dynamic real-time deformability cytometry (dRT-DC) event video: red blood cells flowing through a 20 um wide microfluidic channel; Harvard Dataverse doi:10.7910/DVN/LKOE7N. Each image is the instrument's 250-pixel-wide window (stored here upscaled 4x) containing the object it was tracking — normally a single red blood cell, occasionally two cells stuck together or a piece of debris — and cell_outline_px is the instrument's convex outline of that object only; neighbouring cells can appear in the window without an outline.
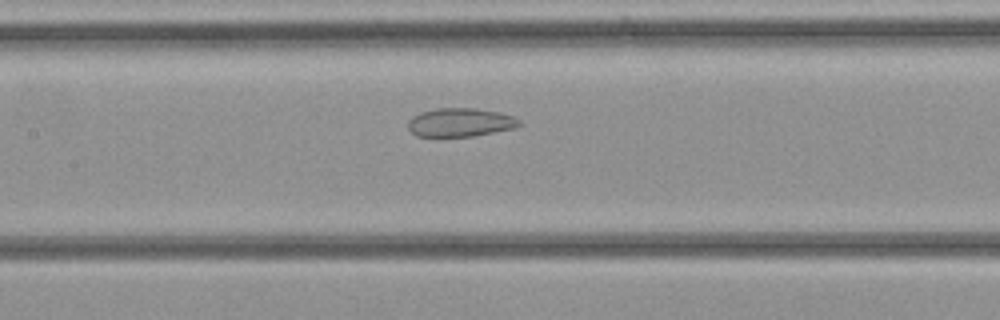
{"species": "common noctule bat (a hibernating species)", "species_latin": "Nyctalus noctula", "temperature_condition": "cold", "stored_images_in_passage": 32, "camera_frame_rate_fps": 3000, "um_per_image_px": 0.085, "animal": {"sex": "female", "body_mass_g": 21.9}, "frame": {"image": 1, "passage_image": 13, "time_ms": 4.0, "image_size_px": [1000, 320], "cell_outline_px": [[524, 124], [516, 128], [472, 136], [416, 136], [408, 128], [408, 120], [412, 116], [420, 112], [436, 108], [476, 108], [500, 112], [512, 116], [520, 120]], "centroid_in_image_um": [39.14, 10.39], "position_along_channel_um": 168.3, "area_um2": 18.67}}
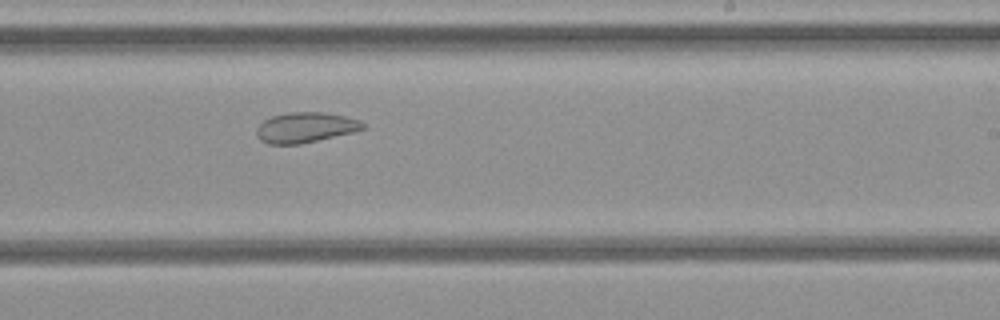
{"frame": {"image": 2, "passage_image": 18, "time_ms": 5.667, "image_size_px": [1000, 320], "cell_outline_px": [[364, 128], [352, 132], [300, 144], [268, 144], [260, 140], [256, 136], [256, 128], [264, 120], [272, 116], [288, 112], [324, 112], [344, 116], [360, 120], [364, 124]], "centroid_in_image_um": [25.92, 10.83], "position_along_channel_um": 263.1, "area_um2": 18.67}}
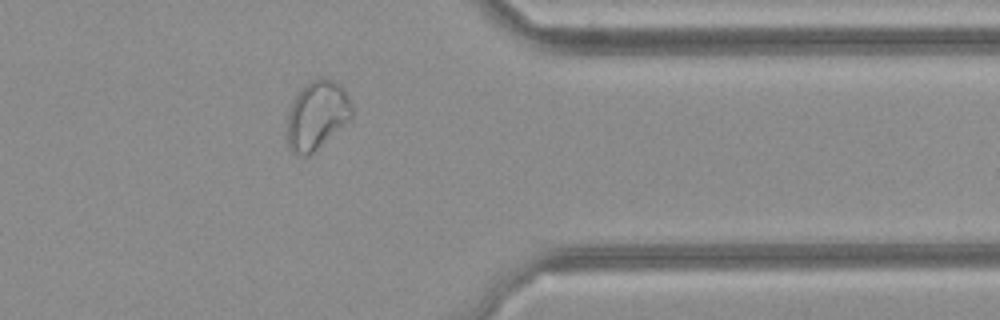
{"frame": {"image": 3, "passage_image": 25, "time_ms": 8.0, "image_size_px": [1000, 320], "cell_outline_px": [[352, 116], [344, 124], [308, 156], [300, 156], [292, 152], [288, 148], [288, 112], [296, 96], [304, 84], [320, 76], [324, 76], [336, 80], [344, 88], [352, 104]], "centroid_in_image_um": [26.94, 9.74], "position_along_channel_um": 384.5, "area_um2": 25.78}}